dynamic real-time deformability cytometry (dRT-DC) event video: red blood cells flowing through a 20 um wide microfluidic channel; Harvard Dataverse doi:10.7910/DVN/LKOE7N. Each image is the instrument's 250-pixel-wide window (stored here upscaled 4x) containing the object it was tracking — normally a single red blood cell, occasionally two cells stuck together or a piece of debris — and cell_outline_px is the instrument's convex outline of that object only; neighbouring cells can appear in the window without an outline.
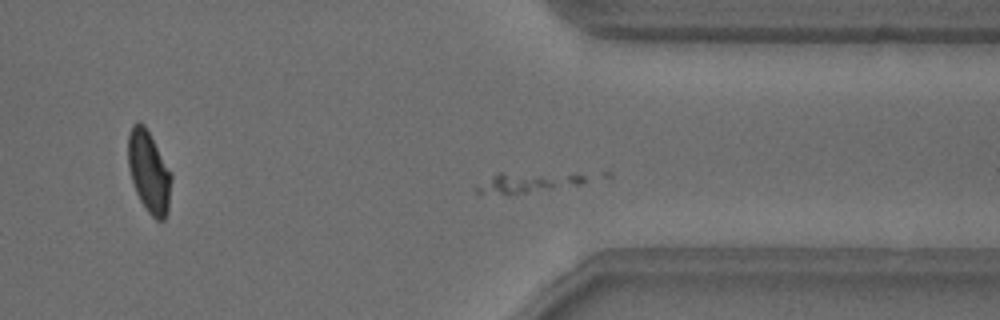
{"species": "common noctule bat (a hibernating species)", "species_latin": "Nyctalus noctula", "temperature_condition": "warm", "stored_images_in_passage": 46, "camera_frame_rate_fps": 3000, "um_per_image_px": 0.085, "animal": {"sex": "male", "body_mass_g": 18.8}, "frame": {"image": 1, "passage_image": 33, "time_ms": 10.667, "image_size_px": [1000, 320], "cell_outline_px": [[584, 180], [580, 184], [524, 192], [476, 192], [472, 188], [496, 172], [500, 172], [584, 176]], "centroid_in_image_um": [44.63, 15.49], "position_along_channel_um": 366.8, "area_um2": 11.62}}
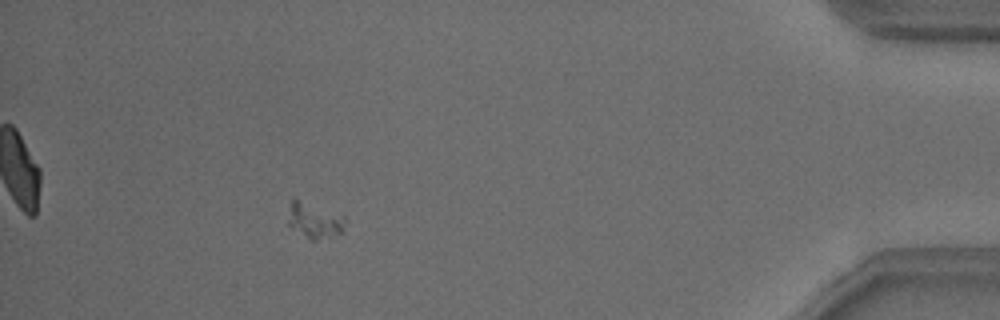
{"frame": {"image": 2, "passage_image": 41, "time_ms": 13.333, "image_size_px": [1000, 320], "cell_outline_px": [[348, 220], [344, 232], [316, 240], [312, 240], [292, 228], [288, 224], [288, 220], [292, 196], [344, 216]], "centroid_in_image_um": [26.76, 18.72], "position_along_channel_um": 408.4, "area_um2": 11.85}}